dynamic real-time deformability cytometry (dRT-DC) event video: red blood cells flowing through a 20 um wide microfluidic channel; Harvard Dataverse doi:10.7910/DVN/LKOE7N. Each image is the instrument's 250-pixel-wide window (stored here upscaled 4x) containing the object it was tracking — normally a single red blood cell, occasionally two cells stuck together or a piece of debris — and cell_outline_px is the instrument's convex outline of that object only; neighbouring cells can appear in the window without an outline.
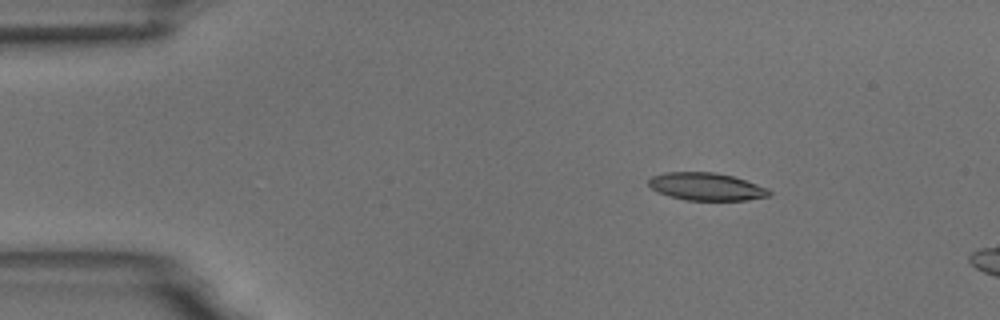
{"species": "common noctule bat (a hibernating species)", "species_latin": "Nyctalus noctula", "temperature_condition": "room temperature", "stored_images_in_passage": 5, "camera_frame_rate_fps": 3000, "um_per_image_px": 0.085, "animal": {"sex": "male", "body_mass_g": 18.8}, "frame": {"image": 1, "passage_image": 3, "time_ms": 2.333, "image_size_px": [1000, 320], "cell_outline_px": [[772, 192], [768, 196], [748, 200], [684, 200], [668, 196], [656, 192], [648, 184], [648, 180], [652, 176], [664, 172], [716, 172], [732, 176], [768, 188]], "centroid_in_image_um": [60.0, 15.86], "position_along_channel_um": 25.0, "area_um2": 19.48}}